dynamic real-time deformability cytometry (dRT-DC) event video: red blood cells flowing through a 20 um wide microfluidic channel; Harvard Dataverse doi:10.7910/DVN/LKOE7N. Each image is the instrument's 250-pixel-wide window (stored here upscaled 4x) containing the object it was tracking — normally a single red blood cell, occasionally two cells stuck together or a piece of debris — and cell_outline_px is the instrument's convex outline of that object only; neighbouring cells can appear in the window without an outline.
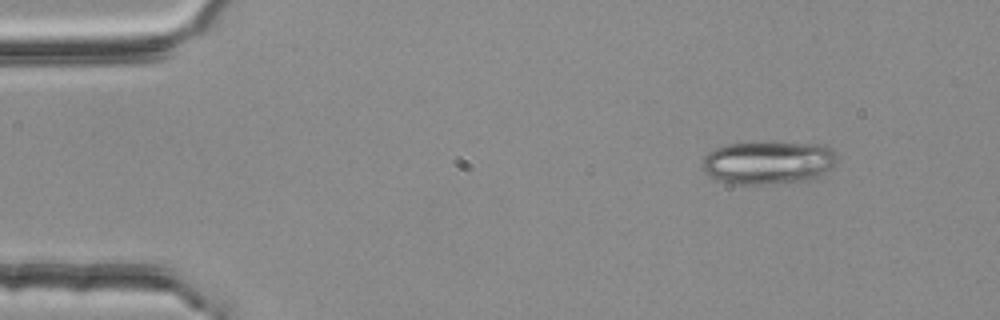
{"species": "common noctule bat (a hibernating species)", "species_latin": "Nyctalus noctula", "temperature_condition": "room temperature", "stored_images_in_passage": 3, "camera_frame_rate_fps": 3000, "um_per_image_px": 0.085, "animal": {"sex": "female", "body_mass_g": 25.1}, "frame": {"image": 1, "passage_image": 1, "time_ms": 0.0, "image_size_px": [1000, 320], "cell_outline_px": [[836, 156], [832, 168], [824, 176], [812, 180], [764, 184], [732, 184], [720, 180], [704, 172], [704, 156], [708, 152], [716, 148], [728, 144], [824, 144], [832, 148]], "centroid_in_image_um": [65.36, 13.85], "position_along_channel_um": 19.6, "area_um2": 33.35}}